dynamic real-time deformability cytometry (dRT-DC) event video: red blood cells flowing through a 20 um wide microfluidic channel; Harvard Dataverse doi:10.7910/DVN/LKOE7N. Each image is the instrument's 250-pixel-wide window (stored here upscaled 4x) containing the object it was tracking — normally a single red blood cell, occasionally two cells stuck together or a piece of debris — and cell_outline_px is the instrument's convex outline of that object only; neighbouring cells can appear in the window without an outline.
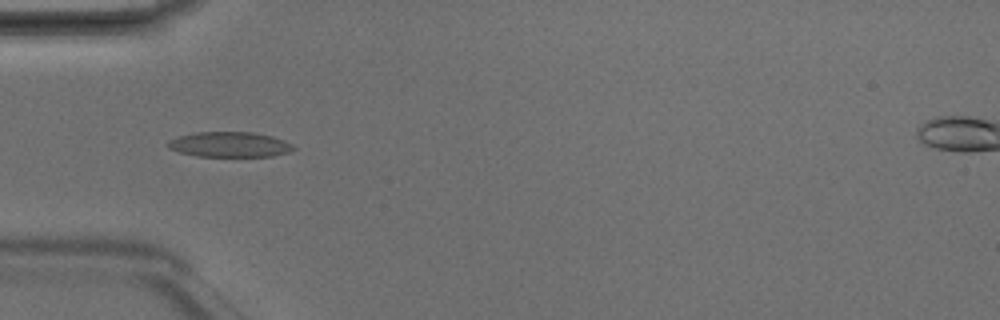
{"species": "Egyptian fruit bat (a non-hibernating species)", "species_latin": "Rousettus aegyptiacus", "temperature_condition": "room temperature", "stored_images_in_passage": 3, "camera_frame_rate_fps": 3000, "um_per_image_px": 0.085, "animal": {"sex": "male"}, "frame": {"image": 1, "passage_image": 3, "time_ms": 0.667, "image_size_px": [1000, 320], "cell_outline_px": [[296, 148], [288, 152], [272, 156], [196, 156], [176, 152], [168, 148], [164, 144], [168, 140], [180, 136], [196, 132], [252, 132], [272, 136], [284, 140], [292, 144]], "centroid_in_image_um": [19.47, 12.28], "position_along_channel_um": 65.5, "area_um2": 18.55}}